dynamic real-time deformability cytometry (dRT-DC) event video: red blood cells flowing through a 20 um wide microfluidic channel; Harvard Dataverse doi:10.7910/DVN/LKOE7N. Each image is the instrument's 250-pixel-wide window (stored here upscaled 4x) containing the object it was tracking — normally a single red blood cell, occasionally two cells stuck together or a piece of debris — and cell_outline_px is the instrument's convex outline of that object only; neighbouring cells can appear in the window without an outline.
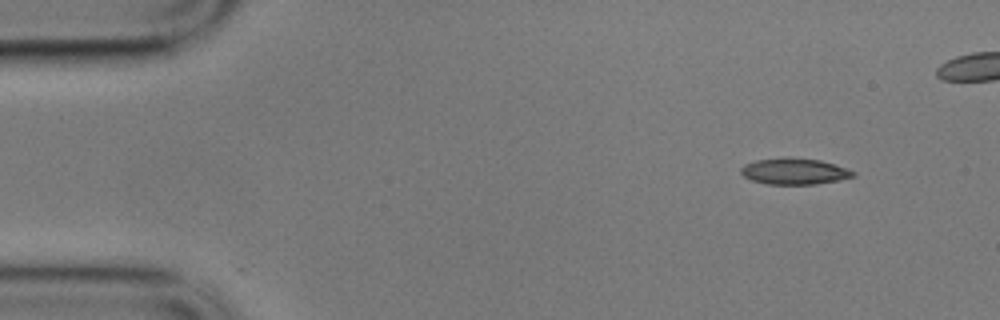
{"species": "common noctule bat (a hibernating species)", "species_latin": "Nyctalus noctula", "temperature_condition": "cold", "stored_images_in_passage": 3, "camera_frame_rate_fps": 3000, "um_per_image_px": 0.085, "animal": {"sex": "male", "body_mass_g": 17.9}, "frame": {"image": 1, "passage_image": 1, "time_ms": 0.0, "image_size_px": [1000, 320], "cell_outline_px": [[856, 176], [840, 180], [816, 184], [768, 184], [752, 180], [744, 176], [740, 172], [740, 168], [744, 164], [756, 160], [788, 156], [820, 160], [856, 172]], "centroid_in_image_um": [67.5, 14.55], "position_along_channel_um": 17.5, "area_um2": 17.22}}